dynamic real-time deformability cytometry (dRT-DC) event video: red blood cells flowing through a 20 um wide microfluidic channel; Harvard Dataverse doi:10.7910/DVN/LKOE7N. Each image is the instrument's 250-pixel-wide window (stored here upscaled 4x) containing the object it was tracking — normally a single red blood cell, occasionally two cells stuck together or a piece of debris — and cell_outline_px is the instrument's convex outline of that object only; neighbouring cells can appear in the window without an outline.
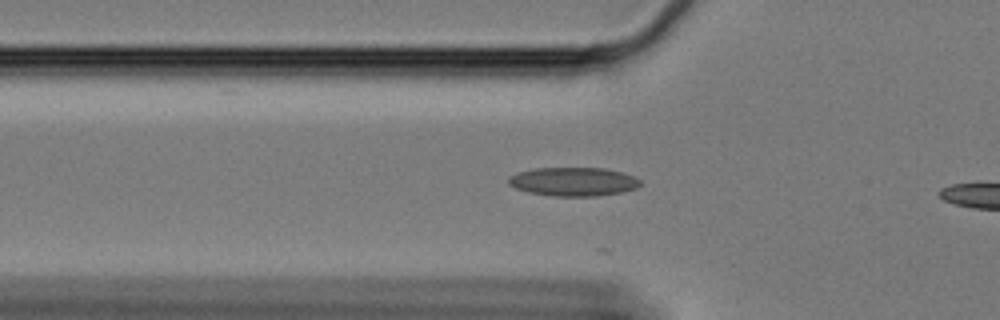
{"species": "Egyptian fruit bat (a non-hibernating species)", "species_latin": "Rousettus aegyptiacus", "temperature_condition": "cold", "stored_images_in_passage": 19, "camera_frame_rate_fps": 3000, "um_per_image_px": 0.085, "animal": {"sex": "female"}, "frame": {"image": 1, "passage_image": 7, "time_ms": 2.0, "image_size_px": [1000, 320], "cell_outline_px": [[640, 184], [636, 188], [620, 192], [596, 196], [552, 196], [528, 192], [516, 188], [508, 184], [508, 176], [520, 172], [536, 168], [604, 168], [636, 176], [640, 180]], "centroid_in_image_um": [48.73, 15.44], "position_along_channel_um": 77.1, "area_um2": 21.96}}
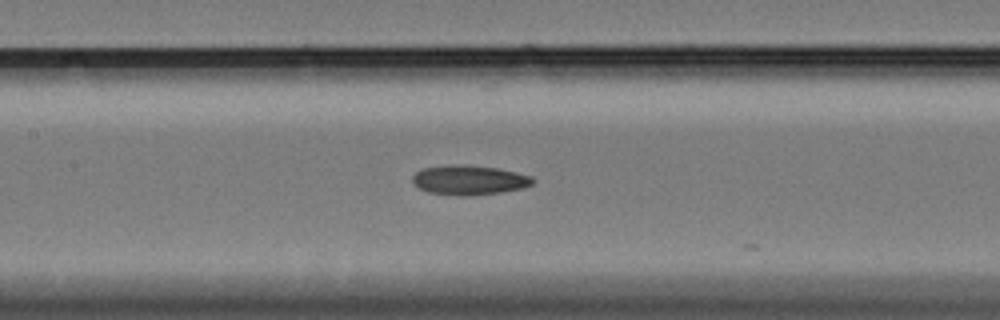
{"frame": {"image": 2, "passage_image": 15, "time_ms": 4.667, "image_size_px": [1000, 320], "cell_outline_px": [[536, 180], [532, 184], [524, 188], [500, 192], [472, 196], [464, 196], [428, 192], [412, 184], [412, 176], [416, 172], [424, 168], [456, 164], [468, 164], [496, 168], [516, 172], [532, 176]], "centroid_in_image_um": [39.9, 15.3], "position_along_channel_um": 167.5, "area_um2": 20.87}}
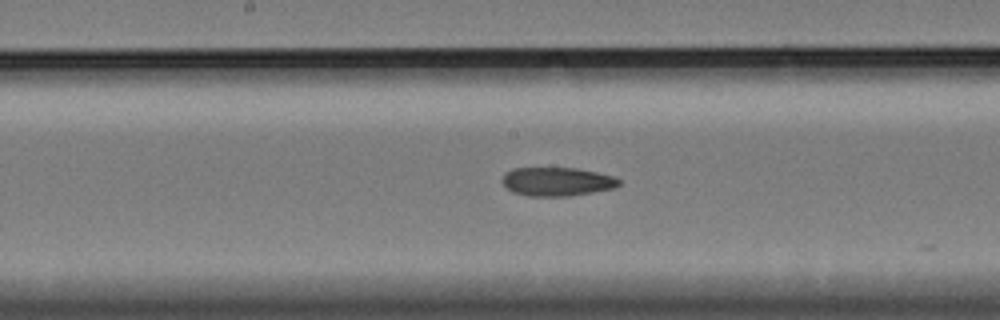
{"frame": {"image": 3, "passage_image": 18, "time_ms": 5.667, "image_size_px": [1000, 320], "cell_outline_px": [[620, 184], [612, 188], [592, 192], [568, 196], [528, 196], [512, 192], [500, 180], [504, 172], [512, 168], [576, 168], [596, 172], [612, 176], [620, 180]], "centroid_in_image_um": [47.28, 15.43], "position_along_channel_um": 200.9, "area_um2": 19.48}}